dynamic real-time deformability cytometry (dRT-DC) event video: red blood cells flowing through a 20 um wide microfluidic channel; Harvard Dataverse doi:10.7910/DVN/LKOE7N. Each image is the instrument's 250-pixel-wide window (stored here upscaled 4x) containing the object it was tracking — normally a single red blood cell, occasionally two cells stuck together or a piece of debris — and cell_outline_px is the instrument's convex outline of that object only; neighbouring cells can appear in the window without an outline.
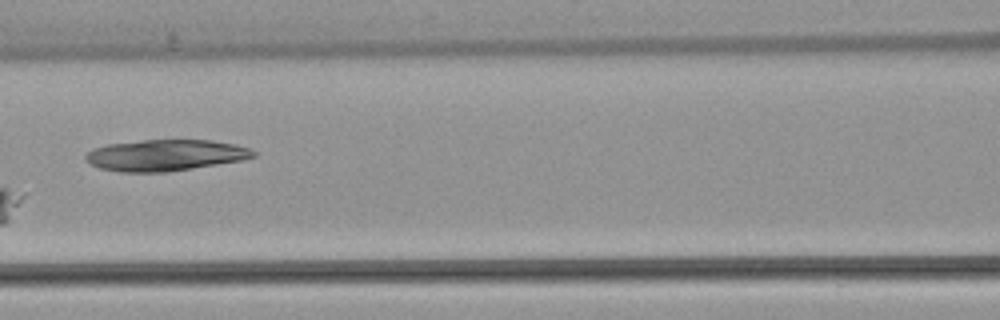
{"species": "common noctule bat (a hibernating species)", "species_latin": "Nyctalus noctula", "temperature_condition": "warm", "stored_images_in_passage": 7, "segment_of_instrument_passage": [2, 2], "camera_frame_rate_fps": 3000, "um_per_image_px": 0.085, "animal": {"sex": "female", "body_mass_g": 22.7, "forearm_length_mm": 54.2}, "frame": {"image": 1, "passage_image": 6, "time_ms": 6.0, "image_size_px": [1000, 320], "cell_outline_px": [[256, 156], [244, 160], [168, 172], [120, 172], [100, 168], [84, 160], [84, 156], [88, 152], [96, 148], [108, 144], [144, 140], [212, 140], [236, 144], [248, 148], [256, 152]], "centroid_in_image_um": [14.09, 13.2], "position_along_channel_um": 152.5, "area_um2": 30.58}}